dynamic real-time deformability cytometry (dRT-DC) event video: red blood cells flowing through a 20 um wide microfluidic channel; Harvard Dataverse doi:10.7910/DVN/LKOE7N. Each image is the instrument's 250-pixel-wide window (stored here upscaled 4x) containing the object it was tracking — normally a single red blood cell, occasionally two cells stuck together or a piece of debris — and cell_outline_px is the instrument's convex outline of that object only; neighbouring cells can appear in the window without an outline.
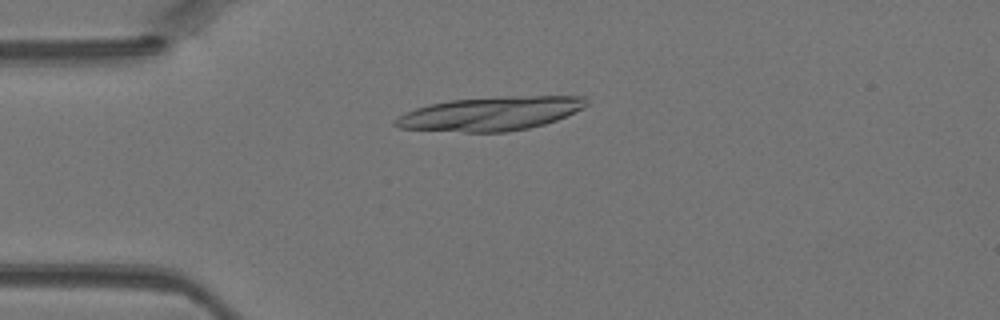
{"species": "Egyptian fruit bat (a non-hibernating species)", "species_latin": "Rousettus aegyptiacus", "temperature_condition": "warm", "stored_images_in_passage": 43, "camera_frame_rate_fps": 3000, "um_per_image_px": 0.085, "animal": {"sex": "female"}, "frame": {"image": 1, "passage_image": 10, "time_ms": 3.0, "image_size_px": [1000, 320], "cell_outline_px": [[588, 104], [556, 120], [544, 124], [528, 128], [508, 132], [464, 132], [400, 128], [392, 124], [392, 120], [416, 108], [448, 100], [500, 96], [584, 96], [588, 100]], "centroid_in_image_um": [41.68, 9.65], "position_along_channel_um": 43.3, "area_um2": 37.45}}